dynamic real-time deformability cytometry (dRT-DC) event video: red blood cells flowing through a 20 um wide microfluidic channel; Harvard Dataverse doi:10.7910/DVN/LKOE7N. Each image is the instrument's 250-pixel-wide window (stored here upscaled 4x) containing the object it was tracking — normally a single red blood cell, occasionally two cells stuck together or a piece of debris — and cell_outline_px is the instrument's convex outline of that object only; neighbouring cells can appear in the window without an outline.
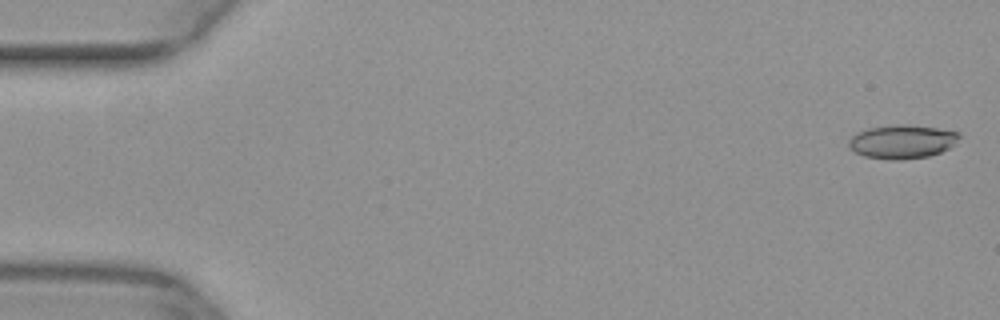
{"species": "common noctule bat (a hibernating species)", "species_latin": "Nyctalus noctula", "temperature_condition": "warm", "stored_images_in_passage": 25, "camera_frame_rate_fps": 3000, "um_per_image_px": 0.085, "animal": {"sex": "female", "body_mass_g": 29.2, "forearm_length_mm": 56.3}, "frame": {"image": 1, "passage_image": 2, "time_ms": 0.333, "image_size_px": [1000, 320], "cell_outline_px": [[960, 136], [948, 148], [940, 152], [928, 156], [904, 160], [888, 160], [864, 156], [848, 148], [848, 140], [856, 132], [868, 128], [896, 124], [908, 124], [936, 128], [960, 132]], "centroid_in_image_um": [76.63, 12.04], "position_along_channel_um": 8.4, "area_um2": 21.79}}
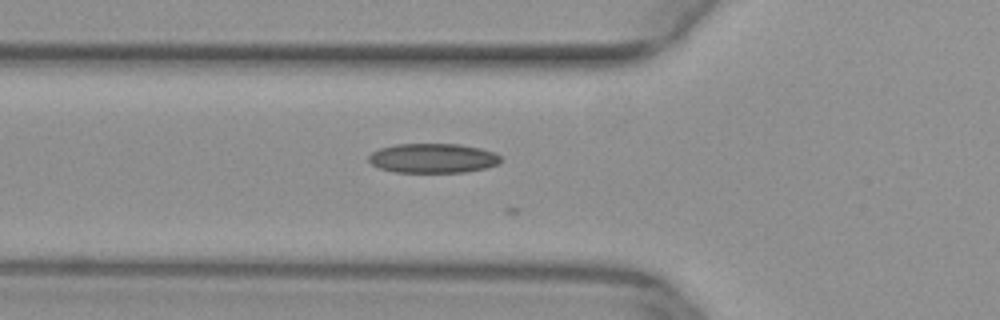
{"frame": {"image": 2, "passage_image": 19, "time_ms": 6.0, "image_size_px": [1000, 320], "cell_outline_px": [[500, 164], [484, 168], [464, 172], [392, 172], [380, 168], [372, 164], [368, 160], [368, 156], [372, 152], [380, 148], [396, 144], [460, 144], [480, 148], [496, 152], [500, 156]], "centroid_in_image_um": [36.8, 13.44], "position_along_channel_um": 89.0, "area_um2": 22.77}}
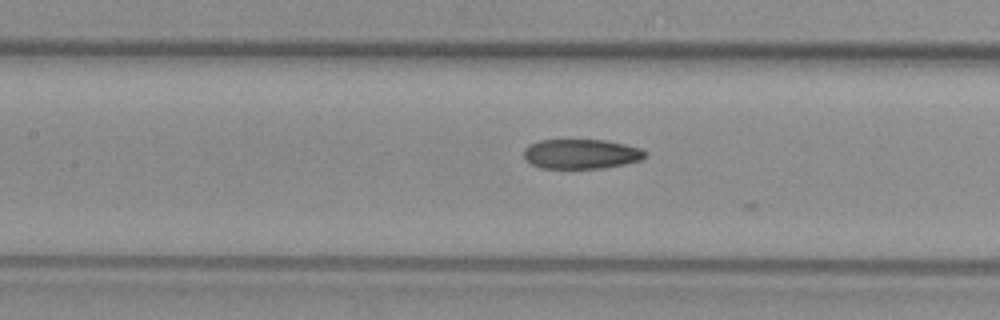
{"frame": {"image": 3, "passage_image": 24, "time_ms": 7.667, "image_size_px": [1000, 320], "cell_outline_px": [[648, 152], [640, 160], [624, 164], [604, 168], [540, 168], [532, 164], [524, 156], [524, 148], [528, 144], [540, 140], [604, 140], [624, 144], [640, 148]], "centroid_in_image_um": [49.39, 13.08], "position_along_channel_um": 158.0, "area_um2": 20.92}}